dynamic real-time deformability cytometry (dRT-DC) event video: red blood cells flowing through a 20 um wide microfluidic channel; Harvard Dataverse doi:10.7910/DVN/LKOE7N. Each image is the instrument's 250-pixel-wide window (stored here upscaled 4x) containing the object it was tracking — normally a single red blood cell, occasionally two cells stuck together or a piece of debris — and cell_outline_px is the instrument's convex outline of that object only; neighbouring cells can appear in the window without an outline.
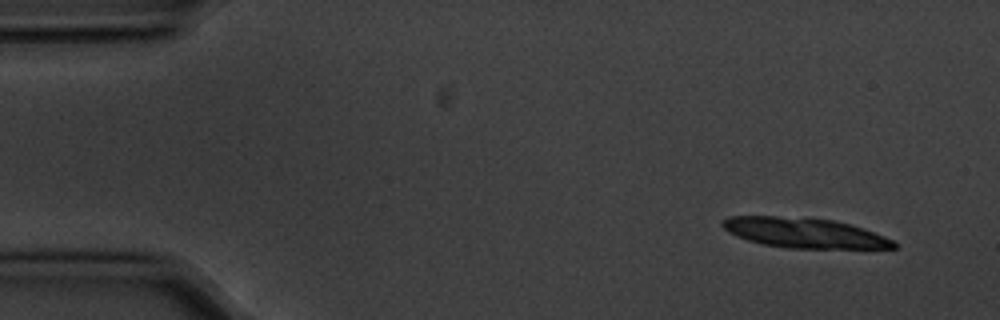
{"species": "common noctule bat (a hibernating species)", "species_latin": "Nyctalus noctula", "temperature_condition": "cold", "stored_images_in_passage": 5, "segment_of_instrument_passage": [1, 2], "camera_frame_rate_fps": 3000, "um_per_image_px": 0.085, "animal": {"sex": "male", "body_mass_g": 20.1, "forearm_length_mm": 53.5}, "frame": {"image": 1, "passage_image": 1, "time_ms": 0.0, "image_size_px": [1000, 320], "cell_outline_px": [[896, 248], [788, 248], [764, 244], [748, 240], [736, 236], [728, 232], [720, 224], [720, 220], [728, 216], [776, 216], [832, 220], [864, 228], [884, 236], [892, 240], [896, 244]], "centroid_in_image_um": [68.31, 19.79], "position_along_channel_um": 16.7, "area_um2": 29.71}}